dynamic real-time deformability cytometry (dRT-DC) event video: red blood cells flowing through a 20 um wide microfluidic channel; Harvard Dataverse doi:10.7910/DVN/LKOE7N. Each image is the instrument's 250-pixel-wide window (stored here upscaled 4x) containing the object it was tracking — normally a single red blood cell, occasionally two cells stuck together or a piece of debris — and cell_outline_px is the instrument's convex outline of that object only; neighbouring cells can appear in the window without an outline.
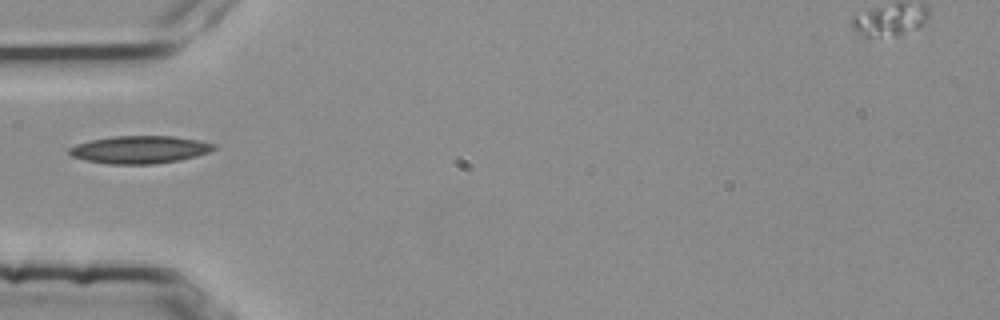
{"species": "common noctule bat (a hibernating species)", "species_latin": "Nyctalus noctula", "temperature_condition": "room temperature", "stored_images_in_passage": 2, "camera_frame_rate_fps": 3000, "um_per_image_px": 0.085, "animal": {"sex": "female", "body_mass_g": 25.1}, "frame": {"image": 1, "passage_image": 2, "time_ms": 0.333, "image_size_px": [1000, 320], "cell_outline_px": [[216, 148], [208, 152], [196, 156], [180, 160], [152, 164], [108, 164], [84, 160], [72, 156], [68, 152], [68, 148], [76, 144], [92, 140], [112, 136], [176, 136], [216, 144]], "centroid_in_image_um": [11.86, 12.72], "position_along_channel_um": 73.1, "area_um2": 23.29}}